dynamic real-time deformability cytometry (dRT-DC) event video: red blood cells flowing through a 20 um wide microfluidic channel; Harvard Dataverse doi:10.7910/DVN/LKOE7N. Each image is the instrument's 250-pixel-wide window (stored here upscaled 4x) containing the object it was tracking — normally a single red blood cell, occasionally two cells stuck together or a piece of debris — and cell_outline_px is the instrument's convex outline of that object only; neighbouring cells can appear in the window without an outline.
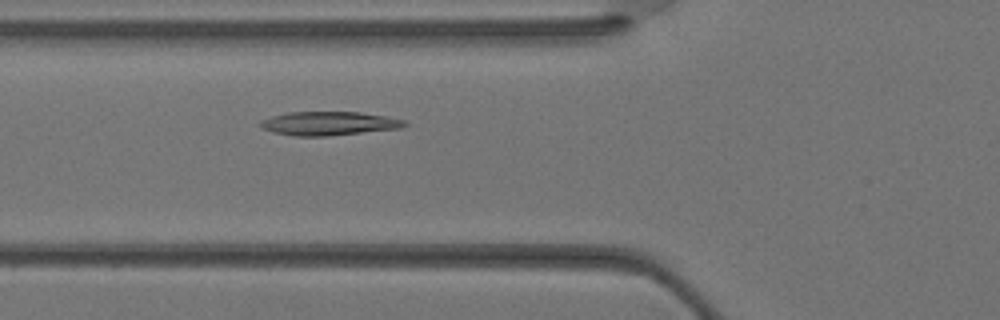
{"species": "Egyptian fruit bat (a non-hibernating species)", "species_latin": "Rousettus aegyptiacus", "temperature_condition": "warm", "stored_images_in_passage": 33, "camera_frame_rate_fps": 3000, "um_per_image_px": 0.085, "animal": {"sex": "female"}, "frame": {"image": 1, "passage_image": 10, "time_ms": 3.0, "image_size_px": [1000, 320], "cell_outline_px": [[408, 124], [404, 128], [328, 136], [292, 136], [272, 132], [264, 128], [260, 124], [260, 120], [272, 116], [288, 112], [360, 112], [384, 116], [404, 120]], "centroid_in_image_um": [27.97, 10.5], "position_along_channel_um": 97.8, "area_um2": 20.0}}
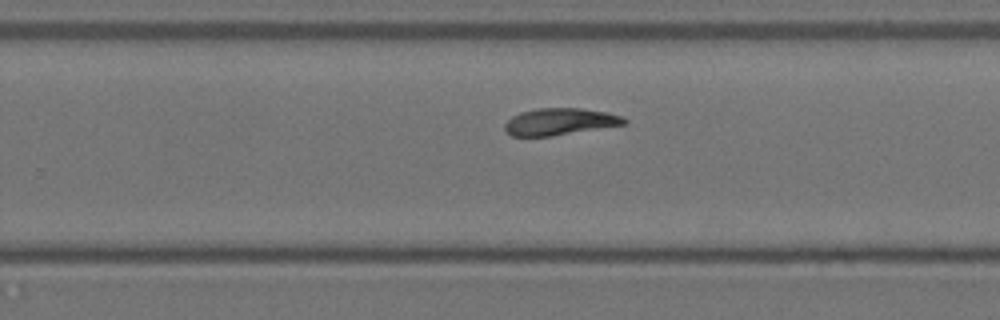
{"frame": {"image": 2, "passage_image": 20, "time_ms": 6.333, "image_size_px": [1000, 320], "cell_outline_px": [[628, 120], [624, 124], [552, 136], [512, 136], [504, 128], [504, 124], [512, 116], [520, 112], [536, 108], [580, 108], [608, 112], [624, 116]], "centroid_in_image_um": [47.59, 10.33], "position_along_channel_um": 282.2, "area_um2": 18.67}}
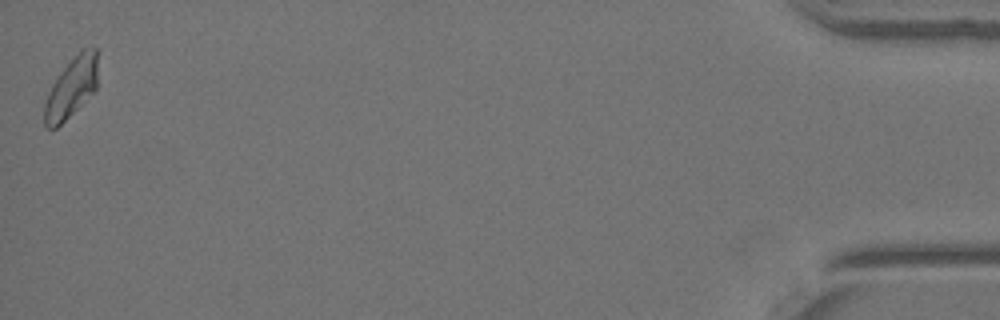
{"frame": {"image": 3, "passage_image": 33, "time_ms": 10.667, "image_size_px": [1000, 320], "cell_outline_px": [[100, 52], [96, 92], [56, 128], [48, 128], [44, 124], [44, 104], [48, 92], [52, 84], [60, 72], [84, 48], [100, 48]], "centroid_in_image_um": [6.13, 7.43], "position_along_channel_um": 429.1, "area_um2": 19.07}}